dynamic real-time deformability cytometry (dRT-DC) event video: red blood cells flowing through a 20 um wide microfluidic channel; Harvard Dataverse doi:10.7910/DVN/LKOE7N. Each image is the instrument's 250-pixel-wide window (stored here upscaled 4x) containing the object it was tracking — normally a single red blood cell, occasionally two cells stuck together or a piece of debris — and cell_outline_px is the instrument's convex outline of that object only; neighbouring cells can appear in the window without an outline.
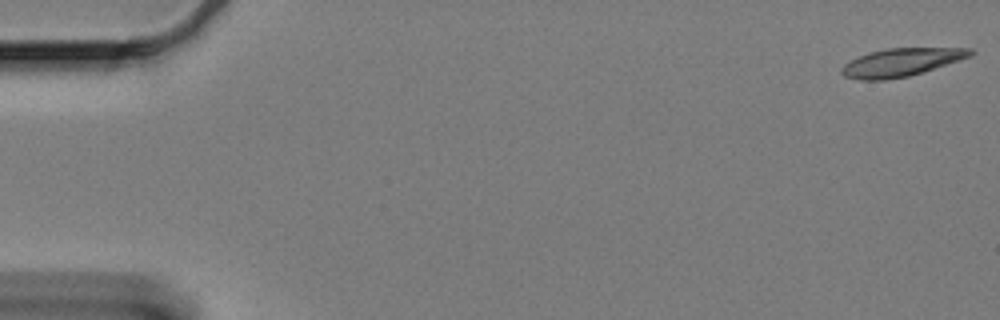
{"species": "Egyptian fruit bat (a non-hibernating species)", "species_latin": "Rousettus aegyptiacus", "temperature_condition": "cold", "stored_images_in_passage": 50, "camera_frame_rate_fps": 3000, "um_per_image_px": 0.085, "animal": {"sex": "female"}, "frame": {"image": 1, "passage_image": 1, "time_ms": 0.0, "image_size_px": [1000, 320], "cell_outline_px": [[976, 52], [972, 56], [924, 72], [908, 76], [884, 80], [860, 80], [844, 76], [840, 72], [840, 68], [844, 64], [868, 52], [884, 48], [972, 48]], "centroid_in_image_um": [76.62, 5.29], "position_along_channel_um": 8.4, "area_um2": 21.15}}
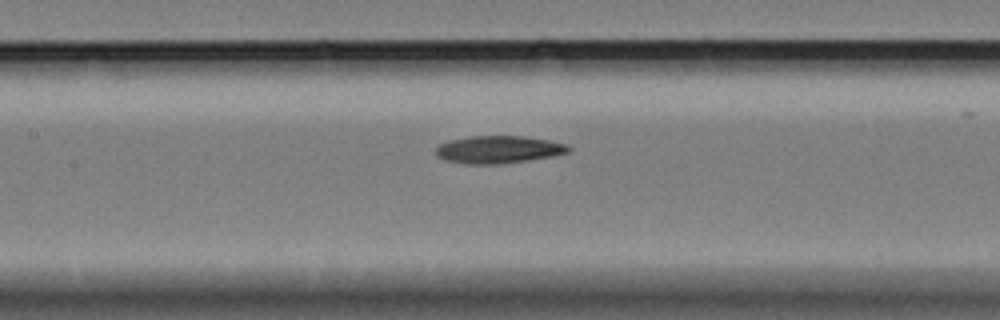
{"frame": {"image": 2, "passage_image": 28, "time_ms": 9.0, "image_size_px": [1000, 320], "cell_outline_px": [[572, 148], [568, 152], [552, 156], [528, 160], [496, 164], [468, 164], [444, 160], [436, 156], [436, 148], [440, 144], [452, 140], [468, 136], [524, 136], [548, 140], [568, 144]], "centroid_in_image_um": [42.38, 12.71], "position_along_channel_um": 165.0, "area_um2": 21.21}}
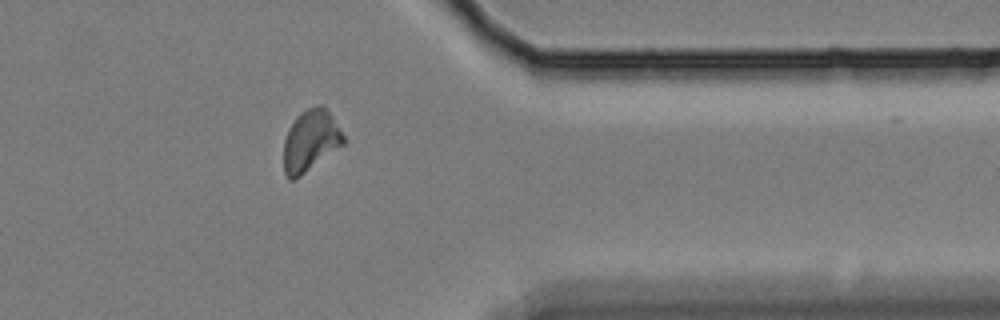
{"frame": {"image": 3, "passage_image": 49, "time_ms": 16.0, "image_size_px": [1000, 320], "cell_outline_px": [[344, 144], [296, 180], [288, 180], [284, 172], [284, 140], [288, 128], [296, 116], [300, 112], [316, 104], [320, 104], [332, 116], [344, 136]], "centroid_in_image_um": [26.36, 11.98], "position_along_channel_um": 385.0, "area_um2": 21.5}}